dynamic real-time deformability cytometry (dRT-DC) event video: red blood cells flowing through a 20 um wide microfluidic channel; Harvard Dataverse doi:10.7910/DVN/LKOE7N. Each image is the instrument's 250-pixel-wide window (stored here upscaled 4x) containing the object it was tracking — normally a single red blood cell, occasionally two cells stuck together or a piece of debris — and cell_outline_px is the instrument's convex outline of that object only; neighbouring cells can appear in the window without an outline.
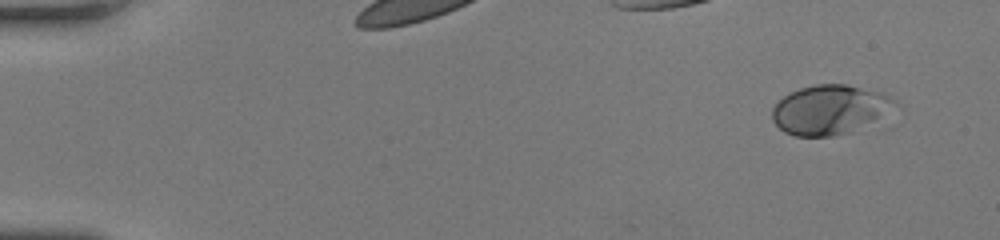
{"species": "human", "species_latin": "Homo sapiens", "temperature_condition": "room temperature", "stored_images_in_passage": 41, "camera_frame_rate_fps": 3000, "um_per_image_px": 0.085, "donor": {"sex": "female"}, "frame": {"image": 1, "passage_image": 1, "time_ms": 0.0, "image_size_px": [1000, 240], "cell_outline_px": [[896, 104], [872, 120], [852, 132], [832, 136], [796, 136], [784, 132], [772, 120], [772, 108], [784, 96], [800, 88], [816, 84], [844, 84], [880, 92], [896, 100]], "centroid_in_image_um": [70.45, 9.32], "position_along_channel_um": 14.6, "area_um2": 34.51}}